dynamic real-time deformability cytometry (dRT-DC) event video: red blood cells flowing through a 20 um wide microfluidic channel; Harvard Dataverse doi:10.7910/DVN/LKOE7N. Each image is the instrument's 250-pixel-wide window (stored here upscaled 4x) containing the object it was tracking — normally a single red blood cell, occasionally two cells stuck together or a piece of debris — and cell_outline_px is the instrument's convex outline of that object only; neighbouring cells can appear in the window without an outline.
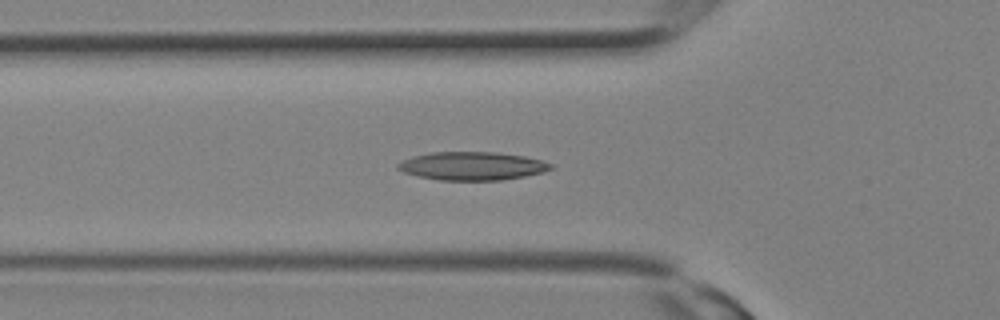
{"species": "Egyptian fruit bat (a non-hibernating species)", "species_latin": "Rousettus aegyptiacus", "temperature_condition": "room temperature", "stored_images_in_passage": 14, "camera_frame_rate_fps": 3000, "um_per_image_px": 0.085, "animal": {"sex": "female"}, "frame": {"image": 1, "passage_image": 10, "time_ms": 3.0, "image_size_px": [1000, 320], "cell_outline_px": [[552, 168], [544, 172], [504, 180], [440, 180], [420, 176], [404, 172], [396, 168], [396, 164], [412, 156], [432, 152], [496, 152], [524, 156], [540, 160], [552, 164]], "centroid_in_image_um": [40.13, 14.1], "position_along_channel_um": 85.7, "area_um2": 25.09}}
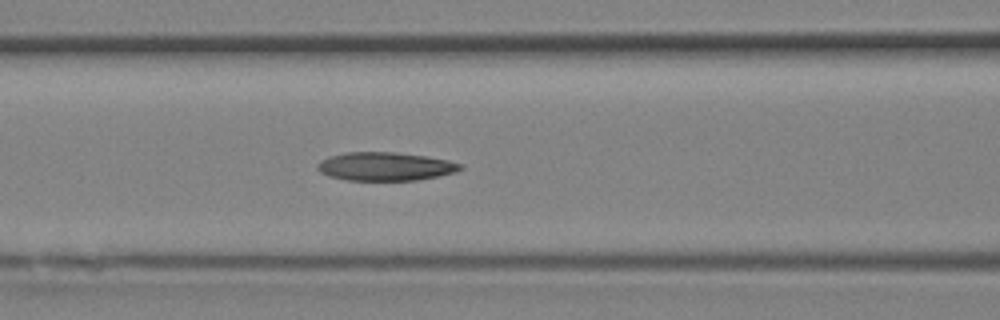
{"frame": {"image": 2, "passage_image": 12, "time_ms": 3.667, "image_size_px": [1000, 320], "cell_outline_px": [[464, 168], [456, 172], [416, 180], [348, 180], [328, 176], [320, 172], [316, 168], [316, 164], [320, 160], [344, 152], [392, 152], [428, 156], [448, 160], [460, 164]], "centroid_in_image_um": [32.72, 14.14], "position_along_channel_um": 133.9, "area_um2": 23.64}}
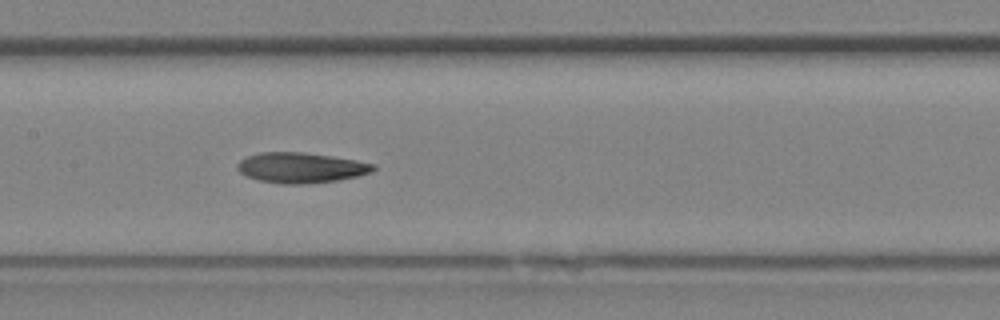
{"frame": {"image": 3, "passage_image": 14, "time_ms": 4.333, "image_size_px": [1000, 320], "cell_outline_px": [[376, 168], [372, 172], [340, 180], [304, 184], [280, 184], [260, 180], [248, 176], [240, 172], [236, 168], [236, 164], [240, 160], [248, 156], [260, 152], [304, 152], [332, 156], [356, 160], [376, 164]], "centroid_in_image_um": [25.59, 14.25], "position_along_channel_um": 181.8, "area_um2": 24.1}}